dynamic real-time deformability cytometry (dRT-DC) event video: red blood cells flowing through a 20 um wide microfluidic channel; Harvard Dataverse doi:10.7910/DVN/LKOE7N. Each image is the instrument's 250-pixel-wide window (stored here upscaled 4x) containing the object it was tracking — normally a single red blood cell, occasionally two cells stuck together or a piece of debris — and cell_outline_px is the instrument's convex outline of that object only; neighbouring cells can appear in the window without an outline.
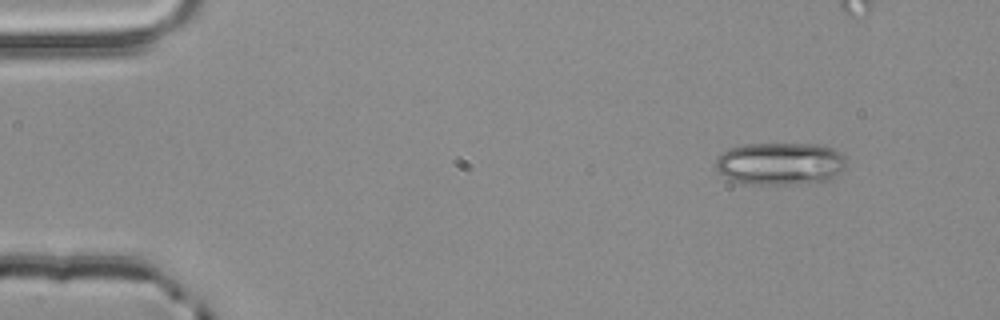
{"species": "common noctule bat (a hibernating species)", "species_latin": "Nyctalus noctula", "temperature_condition": "room temperature", "stored_images_in_passage": 4, "camera_frame_rate_fps": 3000, "um_per_image_px": 0.085, "animal": {"sex": "male", "body_mass_g": 20.4}, "frame": {"image": 1, "passage_image": 1, "time_ms": 0.0, "image_size_px": [1000, 320], "cell_outline_px": [[848, 160], [844, 168], [832, 180], [800, 184], [752, 184], [732, 180], [720, 172], [716, 168], [716, 160], [720, 152], [728, 148], [744, 144], [824, 144], [840, 152]], "centroid_in_image_um": [66.36, 13.9], "position_along_channel_um": 18.6, "area_um2": 32.77}}